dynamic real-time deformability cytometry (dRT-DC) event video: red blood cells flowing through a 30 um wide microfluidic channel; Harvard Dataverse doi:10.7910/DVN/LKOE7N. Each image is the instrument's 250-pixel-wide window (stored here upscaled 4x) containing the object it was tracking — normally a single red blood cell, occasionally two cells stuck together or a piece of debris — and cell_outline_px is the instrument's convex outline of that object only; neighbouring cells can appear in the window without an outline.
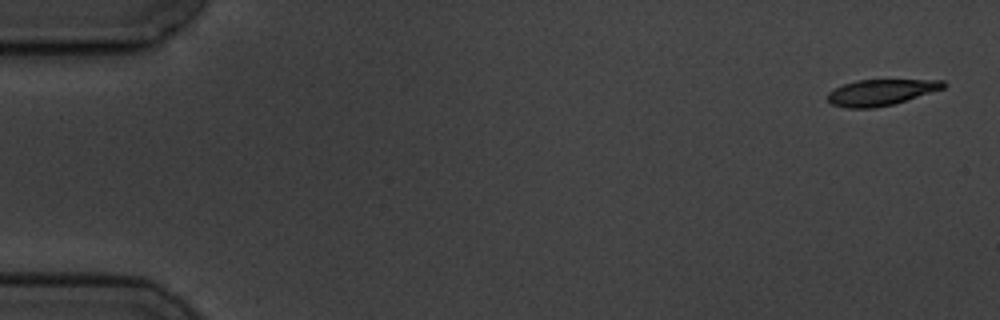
{"species": "common noctule bat (a hibernating species)", "species_latin": "Nyctalus noctula", "temperature_condition": "cold", "stored_images_in_passage": 4, "camera_frame_rate_fps": 3000, "um_per_image_px": 0.085, "animal": {"sex": "male", "body_mass_g": 19.5, "forearm_length_mm": 54.6}, "frame": {"image": 1, "passage_image": 1, "time_ms": 0.0, "image_size_px": [1000, 320], "cell_outline_px": [[948, 84], [944, 88], [892, 104], [872, 108], [844, 108], [832, 104], [828, 100], [828, 92], [844, 84], [856, 80], [944, 80]], "centroid_in_image_um": [74.86, 7.84], "position_along_channel_um": 10.1, "area_um2": 17.34}}